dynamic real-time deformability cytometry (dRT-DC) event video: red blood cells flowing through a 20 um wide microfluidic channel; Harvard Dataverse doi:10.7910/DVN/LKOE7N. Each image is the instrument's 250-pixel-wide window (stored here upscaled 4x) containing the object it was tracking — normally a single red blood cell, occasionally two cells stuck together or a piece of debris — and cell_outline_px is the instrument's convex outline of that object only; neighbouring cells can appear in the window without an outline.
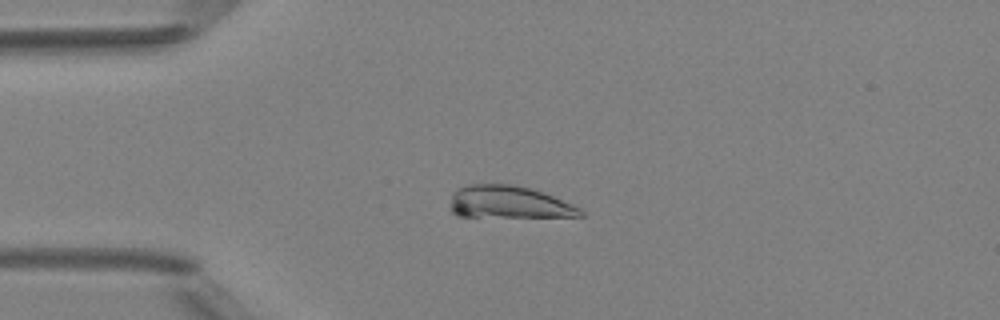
{"species": "Egyptian fruit bat (a non-hibernating species)", "species_latin": "Rousettus aegyptiacus", "temperature_condition": "room temperature", "stored_images_in_passage": 6, "camera_frame_rate_fps": 3000, "um_per_image_px": 0.085, "animal": {"sex": "female"}, "frame": {"image": 1, "passage_image": 4, "time_ms": 3.333, "image_size_px": [1000, 320], "cell_outline_px": [[584, 216], [456, 216], [452, 212], [452, 192], [456, 188], [468, 184], [512, 184], [544, 192], [572, 204], [580, 208], [584, 212]], "centroid_in_image_um": [43.23, 17.17], "position_along_channel_um": 41.8, "area_um2": 24.33}}
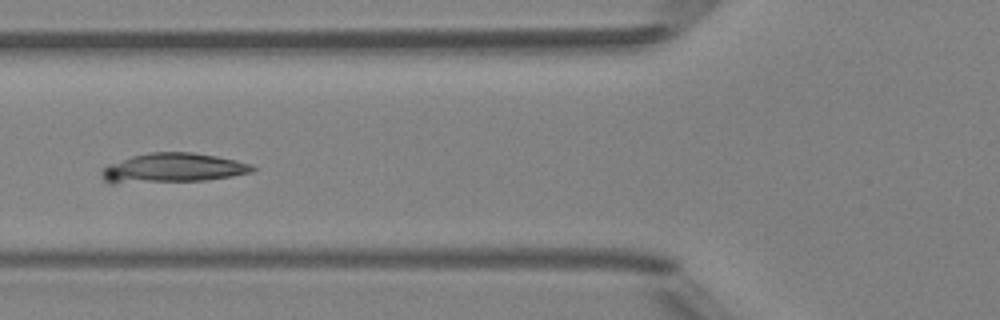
{"frame": {"image": 2, "passage_image": 6, "time_ms": 5.667, "image_size_px": [1000, 320], "cell_outline_px": [[256, 168], [252, 172], [232, 176], [208, 180], [116, 184], [108, 184], [100, 176], [100, 172], [108, 164], [132, 156], [152, 152], [192, 152], [216, 156], [236, 160], [252, 164]], "centroid_in_image_um": [14.65, 14.3], "position_along_channel_um": 111.2, "area_um2": 26.24}}